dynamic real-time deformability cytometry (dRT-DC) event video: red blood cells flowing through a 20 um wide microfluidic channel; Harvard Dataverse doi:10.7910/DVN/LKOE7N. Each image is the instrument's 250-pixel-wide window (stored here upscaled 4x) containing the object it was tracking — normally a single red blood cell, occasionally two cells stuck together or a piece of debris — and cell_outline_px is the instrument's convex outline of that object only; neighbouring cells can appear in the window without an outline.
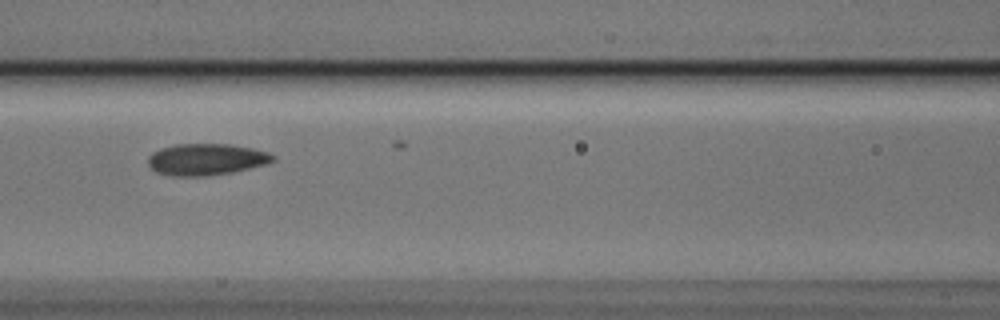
{"species": "Egyptian fruit bat (a non-hibernating species)", "species_latin": "Rousettus aegyptiacus", "temperature_condition": "cold", "stored_images_in_passage": 6, "segment_of_instrument_passage": [1, 2], "camera_frame_rate_fps": 3000, "um_per_image_px": 0.085, "animal": {"sex": "male"}, "frame": {"image": 1, "passage_image": 3, "time_ms": 0.667, "image_size_px": [1000, 320], "cell_outline_px": [[276, 160], [264, 164], [232, 172], [208, 176], [172, 176], [156, 172], [148, 164], [148, 156], [152, 152], [160, 148], [176, 144], [232, 144], [252, 148], [268, 152], [276, 156]], "centroid_in_image_um": [17.52, 13.54], "position_along_channel_um": 149.1, "area_um2": 23.06}}
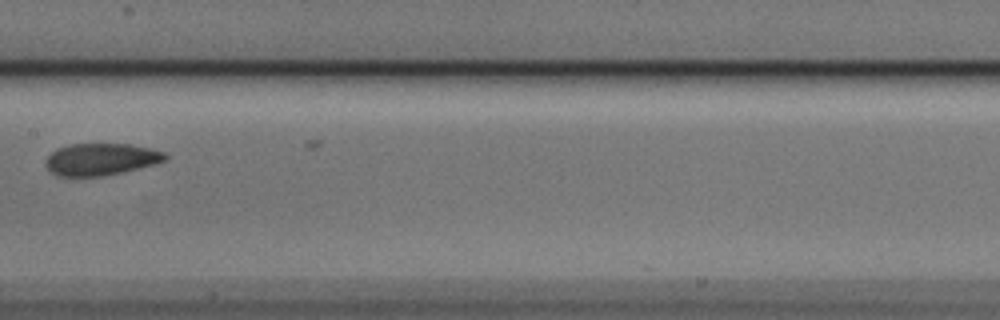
{"frame": {"image": 2, "passage_image": 4, "time_ms": 1.0, "image_size_px": [1000, 320], "cell_outline_px": [[168, 160], [156, 164], [120, 172], [100, 176], [56, 176], [44, 164], [44, 160], [56, 148], [72, 144], [128, 144], [152, 148], [164, 152], [168, 156]], "centroid_in_image_um": [8.59, 13.53], "position_along_channel_um": 198.8, "area_um2": 22.31}}
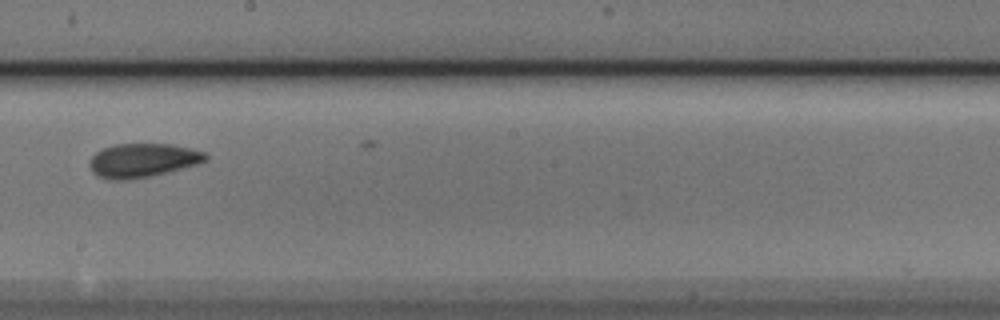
{"frame": {"image": 3, "passage_image": 5, "time_ms": 1.333, "image_size_px": [1000, 320], "cell_outline_px": [[208, 160], [196, 164], [148, 176], [128, 180], [112, 180], [96, 176], [92, 172], [88, 164], [88, 160], [96, 152], [104, 148], [116, 144], [172, 144], [204, 152], [208, 156]], "centroid_in_image_um": [12.06, 13.63], "position_along_channel_um": 236.1, "area_um2": 22.72}}